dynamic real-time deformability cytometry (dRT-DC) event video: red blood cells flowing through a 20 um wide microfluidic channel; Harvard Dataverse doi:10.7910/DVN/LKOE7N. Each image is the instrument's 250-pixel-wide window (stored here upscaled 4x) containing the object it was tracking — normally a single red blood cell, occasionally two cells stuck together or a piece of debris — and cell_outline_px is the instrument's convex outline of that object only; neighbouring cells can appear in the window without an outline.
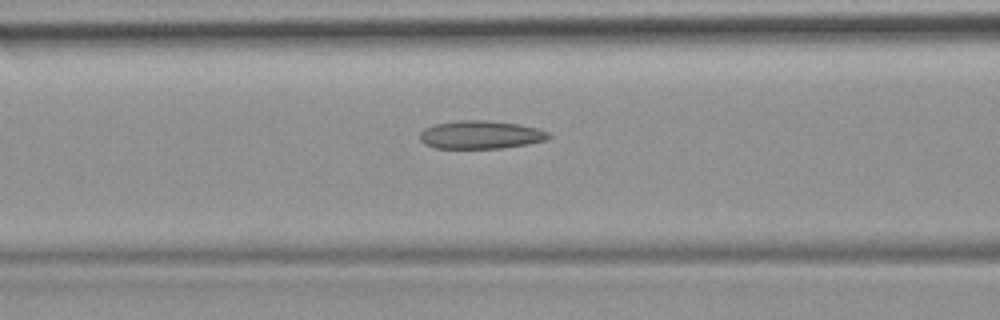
{"species": "common noctule bat (a hibernating species)", "species_latin": "Nyctalus noctula", "temperature_condition": "room temperature", "stored_images_in_passage": 42, "camera_frame_rate_fps": 3000, "um_per_image_px": 0.085, "animal": {"sex": "female", "body_mass_g": 19.9}, "frame": {"image": 1, "passage_image": 13, "time_ms": 4.0, "image_size_px": [1000, 320], "cell_outline_px": [[552, 136], [544, 140], [528, 144], [504, 148], [436, 148], [424, 144], [420, 140], [420, 132], [424, 128], [436, 124], [460, 120], [488, 120], [520, 124], [536, 128], [548, 132]], "centroid_in_image_um": [40.85, 11.45], "position_along_channel_um": 125.8, "area_um2": 21.15}}